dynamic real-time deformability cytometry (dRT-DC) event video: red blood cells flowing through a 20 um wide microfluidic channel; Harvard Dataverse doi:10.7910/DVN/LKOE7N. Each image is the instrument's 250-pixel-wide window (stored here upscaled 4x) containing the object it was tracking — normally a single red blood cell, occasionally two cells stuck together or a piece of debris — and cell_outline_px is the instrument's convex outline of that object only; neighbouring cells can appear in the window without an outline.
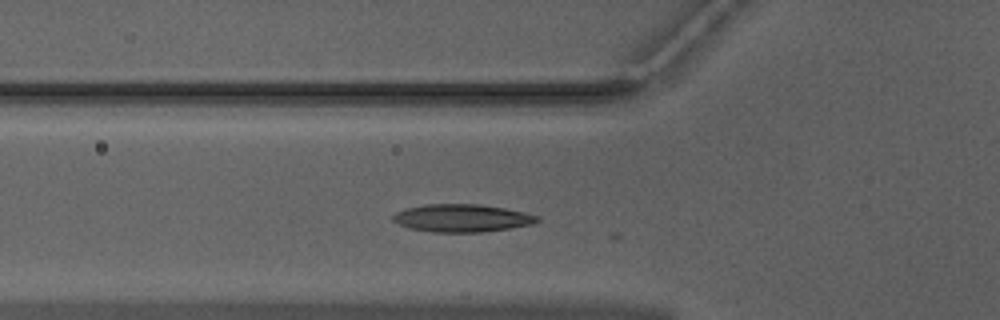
{"species": "Egyptian fruit bat (a non-hibernating species)", "species_latin": "Rousettus aegyptiacus", "temperature_condition": "warm", "stored_images_in_passage": 15, "camera_frame_rate_fps": 3000, "um_per_image_px": 0.085, "animal": {"sex": "male"}, "frame": {"image": 1, "passage_image": 9, "time_ms": 2.667, "image_size_px": [1000, 320], "cell_outline_px": [[540, 220], [532, 224], [508, 228], [480, 232], [432, 232], [408, 228], [392, 220], [392, 216], [396, 212], [408, 208], [424, 204], [480, 204], [504, 208], [524, 212], [540, 216]], "centroid_in_image_um": [39.26, 18.53], "position_along_channel_um": 86.5, "area_um2": 23.24}}
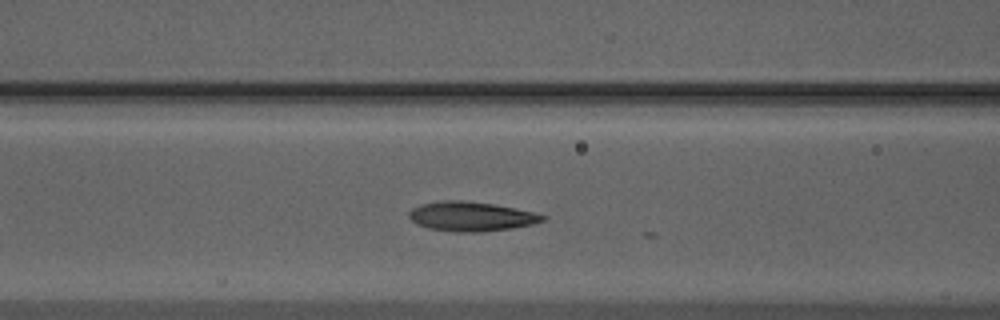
{"frame": {"image": 2, "passage_image": 12, "time_ms": 3.667, "image_size_px": [1000, 320], "cell_outline_px": [[548, 216], [544, 220], [532, 224], [512, 228], [480, 232], [456, 232], [428, 228], [416, 224], [408, 216], [408, 212], [412, 208], [424, 204], [440, 200], [464, 200], [492, 204], [532, 212]], "centroid_in_image_um": [40.02, 18.4], "position_along_channel_um": 126.6, "area_um2": 22.77}}